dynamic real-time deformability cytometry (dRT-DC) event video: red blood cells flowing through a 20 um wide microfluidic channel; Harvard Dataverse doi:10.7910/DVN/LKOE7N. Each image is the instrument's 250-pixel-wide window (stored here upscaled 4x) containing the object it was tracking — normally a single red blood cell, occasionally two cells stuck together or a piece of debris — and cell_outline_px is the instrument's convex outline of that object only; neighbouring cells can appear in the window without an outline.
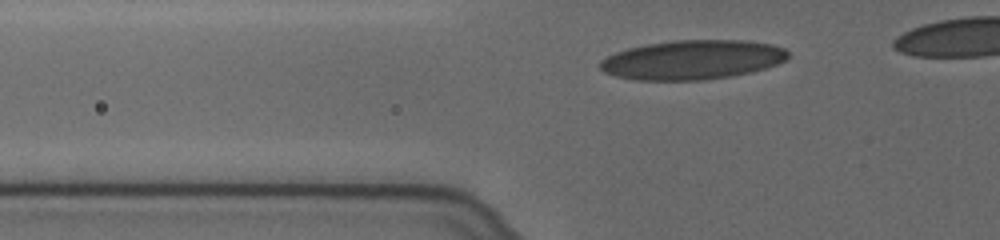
{"species": "human", "species_latin": "Homo sapiens", "temperature_condition": "cold", "stored_images_in_passage": 31, "camera_frame_rate_fps": 3000, "um_per_image_px": 0.085, "donor": {"sex": "female"}, "frame": {"image": 1, "passage_image": 2, "time_ms": 0.333, "image_size_px": [1000, 240], "cell_outline_px": [[788, 56], [784, 60], [776, 64], [752, 72], [732, 76], [704, 80], [636, 80], [616, 76], [604, 72], [600, 68], [600, 60], [616, 52], [628, 48], [648, 44], [676, 40], [740, 40], [772, 44], [784, 48], [788, 52]], "centroid_in_image_um": [58.84, 5.08], "position_along_channel_um": 67.0, "area_um2": 42.95}}
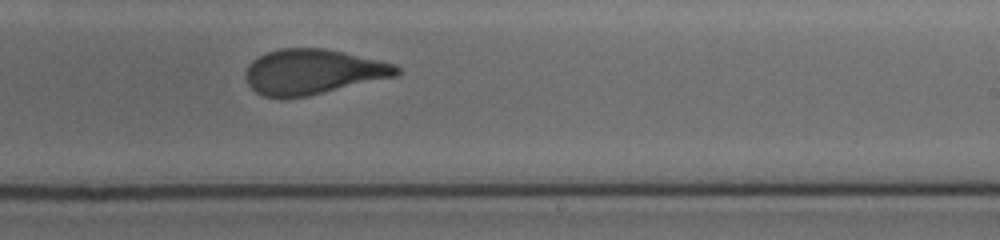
{"frame": {"image": 2, "passage_image": 19, "time_ms": 6.0, "image_size_px": [1000, 240], "cell_outline_px": [[400, 72], [396, 76], [308, 96], [264, 96], [256, 92], [248, 84], [244, 76], [248, 64], [252, 60], [268, 52], [280, 48], [324, 48], [396, 64], [400, 68]], "centroid_in_image_um": [26.59, 6.09], "position_along_channel_um": 262.4, "area_um2": 39.25}}
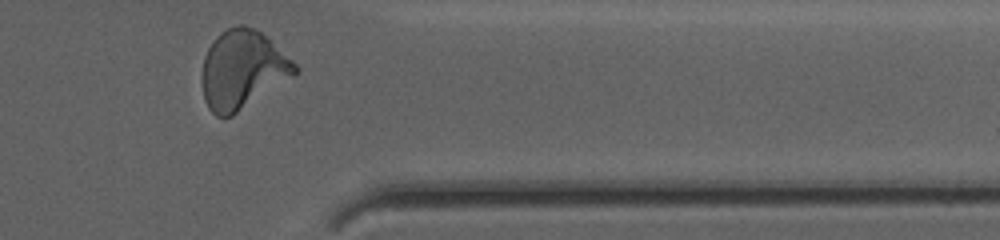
{"frame": {"image": 3, "passage_image": 30, "time_ms": 9.667, "image_size_px": [1000, 240], "cell_outline_px": [[300, 68], [292, 76], [232, 116], [216, 116], [208, 108], [204, 100], [200, 80], [200, 76], [204, 56], [208, 48], [216, 36], [220, 32], [236, 24], [244, 24], [256, 28], [292, 60]], "centroid_in_image_um": [20.55, 5.9], "position_along_channel_um": 390.8, "area_um2": 42.43}, "authors_computed_cell_mechanics": {"area_um2": 40.4022, "velocity_mm_per_s": 3.6246, "shape_relaxation_time_tau1_ms": 5.2734, "shape_relaxation_time_tau2_ms": 0.7846, "deformation_change_tau1": 0.1923, "deformation_change_tau2": 0.0745}}